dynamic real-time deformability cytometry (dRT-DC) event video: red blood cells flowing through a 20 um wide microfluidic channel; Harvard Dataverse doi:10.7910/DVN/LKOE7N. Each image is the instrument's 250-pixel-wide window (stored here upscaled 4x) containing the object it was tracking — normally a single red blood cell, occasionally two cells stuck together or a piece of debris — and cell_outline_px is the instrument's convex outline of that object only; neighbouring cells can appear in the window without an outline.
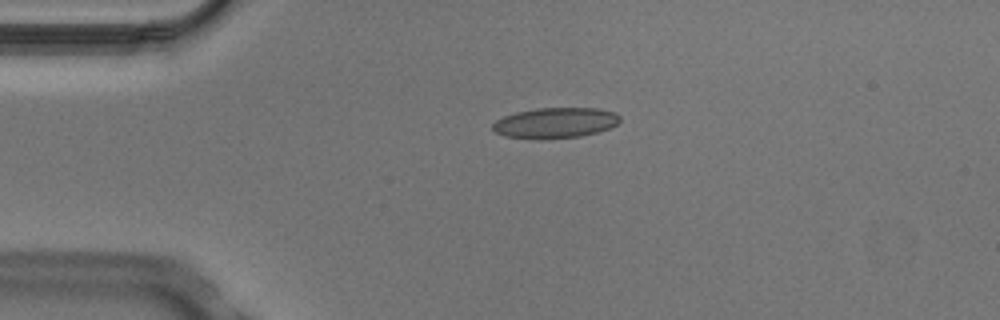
{"species": "Egyptian fruit bat (a non-hibernating species)", "species_latin": "Rousettus aegyptiacus", "temperature_condition": "cold", "stored_images_in_passage": 4, "camera_frame_rate_fps": 3000, "um_per_image_px": 0.085, "animal": {"sex": "male"}, "frame": {"image": 1, "passage_image": 2, "time_ms": 0.333, "image_size_px": [1000, 320], "cell_outline_px": [[620, 120], [616, 124], [608, 128], [596, 132], [580, 136], [540, 140], [504, 136], [496, 132], [492, 128], [492, 124], [496, 120], [504, 116], [516, 112], [536, 108], [596, 108], [616, 112], [620, 116]], "centroid_in_image_um": [47.17, 10.44], "position_along_channel_um": 37.8, "area_um2": 22.72}}